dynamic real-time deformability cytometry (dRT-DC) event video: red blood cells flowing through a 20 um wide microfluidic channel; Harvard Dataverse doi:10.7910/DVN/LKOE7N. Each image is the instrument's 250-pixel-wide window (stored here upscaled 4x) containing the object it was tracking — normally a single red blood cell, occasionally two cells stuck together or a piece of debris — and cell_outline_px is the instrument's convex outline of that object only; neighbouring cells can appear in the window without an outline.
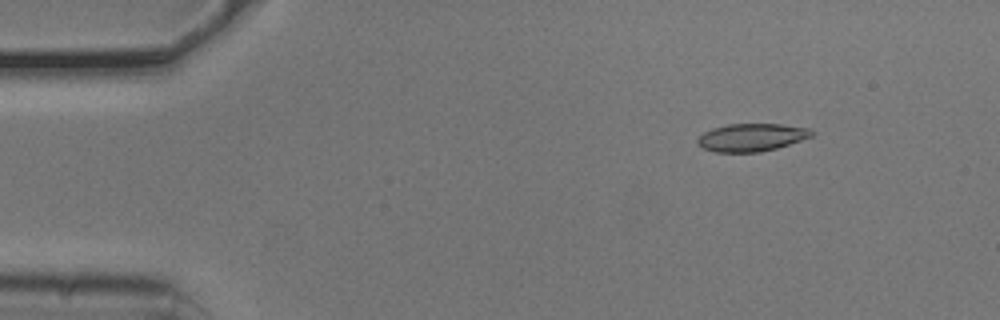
{"species": "common noctule bat (a hibernating species)", "species_latin": "Nyctalus noctula", "temperature_condition": "cold", "stored_images_in_passage": 53, "camera_frame_rate_fps": 3000, "um_per_image_px": 0.085, "animal": {"sex": "male", "body_mass_g": 20.5, "forearm_length_mm": 52.5}, "frame": {"image": 1, "passage_image": 7, "time_ms": 2.0, "image_size_px": [1000, 320], "cell_outline_px": [[816, 132], [812, 136], [776, 148], [760, 152], [716, 152], [704, 148], [696, 144], [696, 140], [704, 132], [712, 128], [728, 124], [780, 124], [812, 128]], "centroid_in_image_um": [63.89, 11.67], "position_along_channel_um": 21.1, "area_um2": 18.5}}
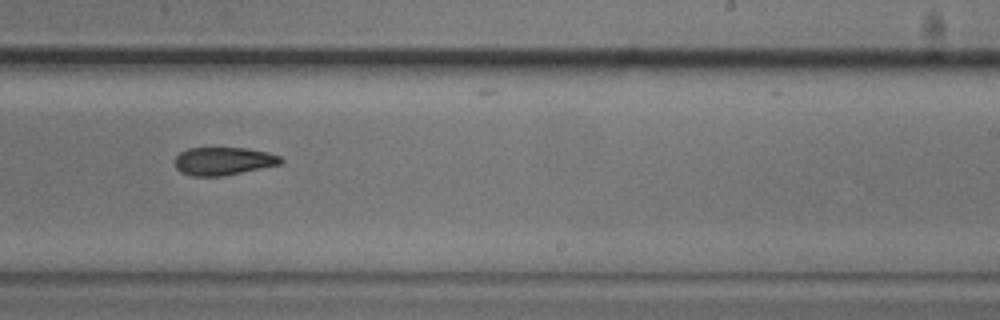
{"frame": {"image": 2, "passage_image": 33, "time_ms": 10.667, "image_size_px": [1000, 320], "cell_outline_px": [[284, 164], [220, 176], [192, 176], [180, 172], [176, 168], [176, 156], [180, 152], [188, 148], [248, 148], [268, 152], [280, 156], [284, 160]], "centroid_in_image_um": [19.03, 13.69], "position_along_channel_um": 270.0, "area_um2": 17.34}}
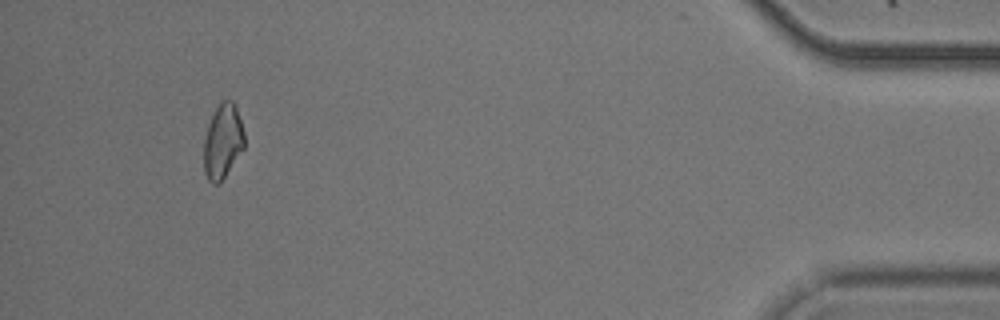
{"frame": {"image": 3, "passage_image": 50, "time_ms": 16.333, "image_size_px": [1000, 320], "cell_outline_px": [[244, 148], [224, 176], [216, 184], [212, 184], [208, 180], [204, 172], [204, 140], [208, 124], [220, 100], [232, 100], [236, 108], [244, 132]], "centroid_in_image_um": [18.92, 12.0], "position_along_channel_um": 416.3, "area_um2": 17.34}, "authors_computed_cell_mechanics": {"area_um2": 18.3804, "velocity_mm_per_s": 3.7849, "shape_relaxation_time_tau1_ms": null, "shape_relaxation_time_tau2_ms": 7.0608, "deformation_change_tau1": null, "deformation_change_tau2": 0.1299}}